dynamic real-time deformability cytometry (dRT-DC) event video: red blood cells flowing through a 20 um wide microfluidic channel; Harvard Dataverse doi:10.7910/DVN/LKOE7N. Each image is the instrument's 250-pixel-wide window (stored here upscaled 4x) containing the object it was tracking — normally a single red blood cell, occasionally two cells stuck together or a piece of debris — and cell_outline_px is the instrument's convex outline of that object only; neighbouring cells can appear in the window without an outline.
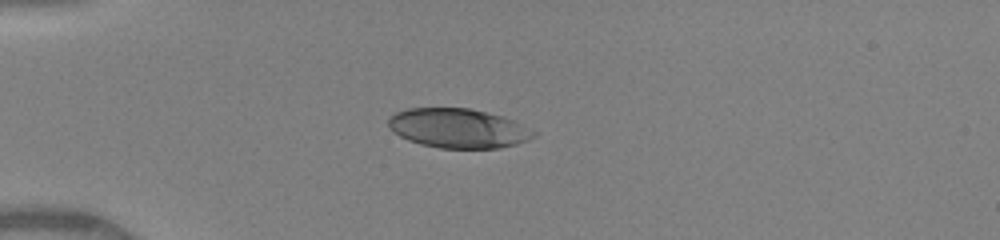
{"species": "human", "species_latin": "Homo sapiens", "temperature_condition": "warm", "stored_images_in_passage": 37, "camera_frame_rate_fps": 3000, "um_per_image_px": 0.085, "donor": {"sex": "female"}, "frame": {"image": 1, "passage_image": 1, "time_ms": 0.0, "image_size_px": [1000, 240], "cell_outline_px": [[536, 136], [528, 140], [516, 144], [500, 148], [440, 148], [420, 144], [408, 140], [400, 136], [388, 124], [388, 120], [396, 112], [408, 108], [468, 108], [500, 116], [512, 120], [536, 132]], "centroid_in_image_um": [38.95, 10.91], "position_along_channel_um": 46.1, "area_um2": 32.95}}
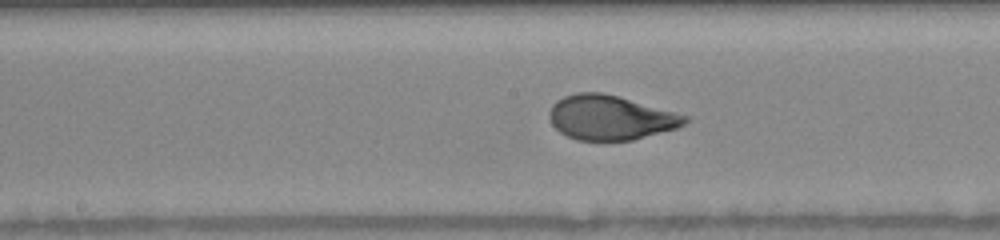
{"frame": {"image": 2, "passage_image": 14, "time_ms": 4.333, "image_size_px": [1000, 240], "cell_outline_px": [[692, 116], [684, 124], [676, 128], [632, 140], [576, 140], [560, 132], [552, 124], [548, 116], [548, 112], [552, 104], [556, 100], [564, 96], [576, 92], [604, 92]], "centroid_in_image_um": [51.88, 9.97], "position_along_channel_um": 196.3, "area_um2": 35.43}}
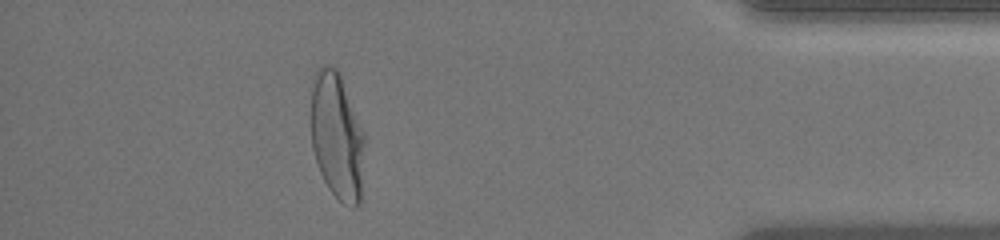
{"frame": {"image": 3, "passage_image": 32, "time_ms": 10.333, "image_size_px": [1000, 240], "cell_outline_px": [[364, 144], [360, 204], [356, 208], [352, 208], [344, 204], [328, 188], [320, 172], [312, 148], [312, 76], [324, 64], [336, 68], [340, 72], [364, 132]], "centroid_in_image_um": [28.65, 11.57], "position_along_channel_um": 406.5, "area_um2": 39.71}, "authors_computed_cell_mechanics": {"area_um2": 35.6048, "velocity_mm_per_s": 4.0986, "shape_relaxation_time_tau1_ms": 3.8557, "shape_relaxation_time_tau2_ms": null, "deformation_change_tau1": 0.1848, "deformation_change_tau2": null}}